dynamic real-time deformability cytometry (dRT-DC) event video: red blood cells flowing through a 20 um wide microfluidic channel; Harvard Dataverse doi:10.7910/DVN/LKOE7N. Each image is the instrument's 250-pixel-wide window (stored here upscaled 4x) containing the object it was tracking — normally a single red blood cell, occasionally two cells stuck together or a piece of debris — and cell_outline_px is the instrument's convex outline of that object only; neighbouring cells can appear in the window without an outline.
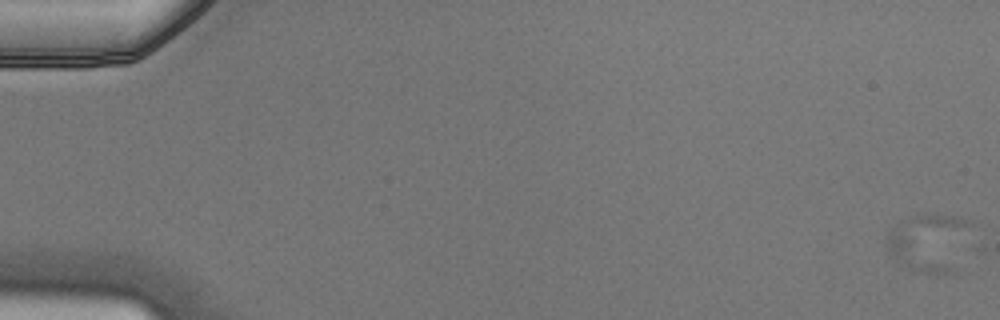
{"species": "Egyptian fruit bat (a non-hibernating species)", "species_latin": "Rousettus aegyptiacus", "temperature_condition": "cold", "stored_images_in_passage": 7, "camera_frame_rate_fps": 3000, "um_per_image_px": 0.085, "animal": {"sex": "male"}, "frame": {"image": 1, "passage_image": 1, "time_ms": 0.0, "image_size_px": [1000, 320], "cell_outline_px": [[972, 224], [956, 268], [952, 272], [920, 272], [912, 268], [888, 252], [888, 236], [892, 228], [900, 220], [908, 216], [956, 216], [968, 220]], "centroid_in_image_um": [79.0, 20.58], "position_along_channel_um": 6.0, "area_um2": 27.34}}
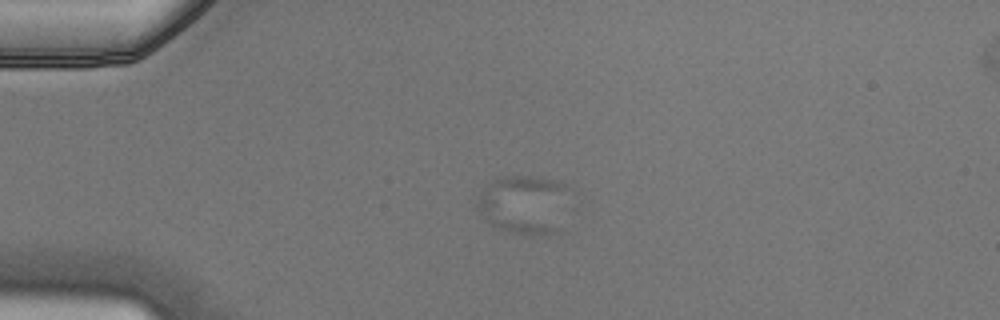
{"frame": {"image": 2, "passage_image": 5, "time_ms": 1.333, "image_size_px": [1000, 320], "cell_outline_px": [[572, 188], [556, 228], [552, 232], [512, 232], [496, 228], [480, 212], [476, 204], [476, 200], [488, 180], [496, 176], [528, 176], [556, 180]], "centroid_in_image_um": [44.48, 17.27], "position_along_channel_um": 40.5, "area_um2": 31.04}}